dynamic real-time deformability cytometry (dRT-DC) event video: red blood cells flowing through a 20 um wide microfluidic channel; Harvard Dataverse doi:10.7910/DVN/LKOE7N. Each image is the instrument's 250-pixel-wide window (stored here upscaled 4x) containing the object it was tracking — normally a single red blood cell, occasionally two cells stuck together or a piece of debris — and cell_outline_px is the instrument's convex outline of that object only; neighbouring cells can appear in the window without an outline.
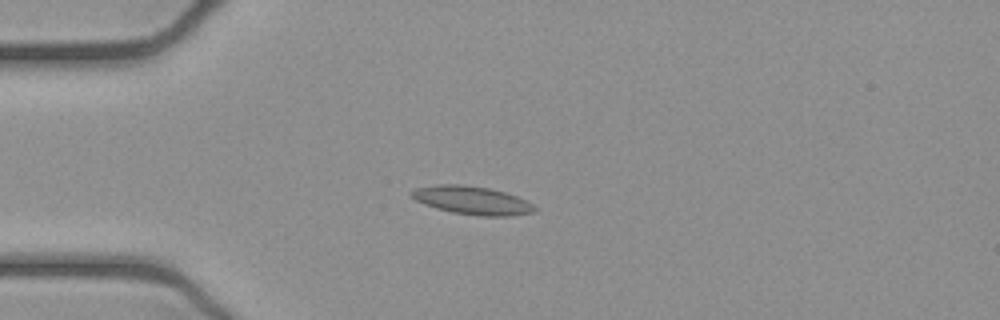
{"species": "common noctule bat (a hibernating species)", "species_latin": "Nyctalus noctula", "temperature_condition": "cold", "stored_images_in_passage": 41, "camera_frame_rate_fps": 3000, "um_per_image_px": 0.085, "animal": {"sex": "female", "body_mass_g": 21.9}, "frame": {"image": 1, "passage_image": 13, "time_ms": 4.0, "image_size_px": [1000, 320], "cell_outline_px": [[536, 208], [532, 212], [508, 216], [480, 216], [452, 212], [436, 208], [424, 204], [416, 200], [408, 192], [416, 188], [436, 184], [464, 184], [488, 188], [504, 192], [516, 196], [532, 204]], "centroid_in_image_um": [40.07, 17.02], "position_along_channel_um": 44.9, "area_um2": 20.11}}
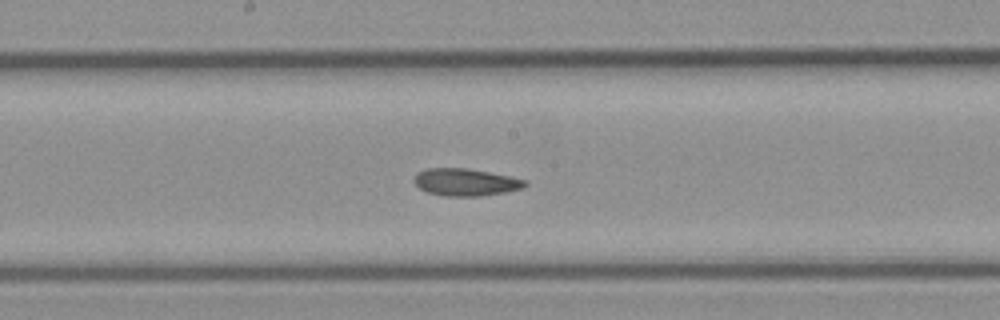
{"frame": {"image": 2, "passage_image": 27, "time_ms": 8.667, "image_size_px": [1000, 320], "cell_outline_px": [[528, 184], [524, 188], [504, 192], [480, 196], [444, 196], [428, 192], [420, 188], [412, 180], [416, 172], [424, 168], [468, 168], [528, 180]], "centroid_in_image_um": [39.56, 15.48], "position_along_channel_um": 208.6, "area_um2": 17.74}}
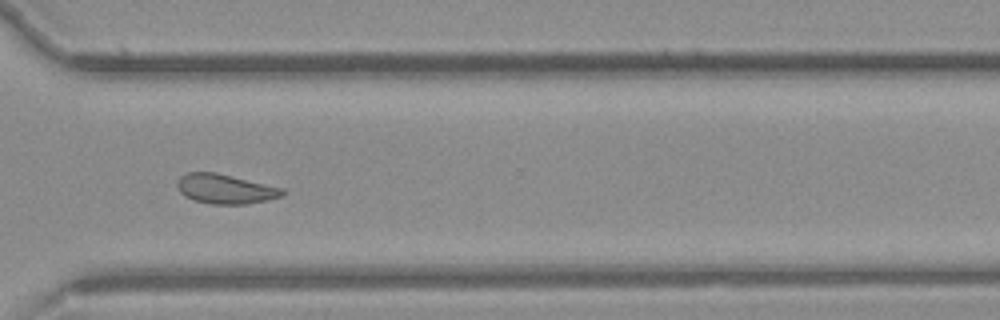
{"frame": {"image": 3, "passage_image": 38, "time_ms": 12.333, "image_size_px": [1000, 320], "cell_outline_px": [[288, 192], [284, 196], [268, 200], [244, 204], [212, 204], [196, 200], [184, 196], [180, 192], [176, 184], [180, 176], [188, 172], [216, 172], [284, 188]], "centroid_in_image_um": [19.19, 16.05], "position_along_channel_um": 351.4, "area_um2": 18.26}, "authors_computed_cell_mechanics": {"area_um2": 18.4382, "velocity_mm_per_s": 3.9062, "shape_relaxation_time_tau1_ms": null, "shape_relaxation_time_tau2_ms": 3.2216, "deformation_change_tau1": null, "deformation_change_tau2": 0.084}}